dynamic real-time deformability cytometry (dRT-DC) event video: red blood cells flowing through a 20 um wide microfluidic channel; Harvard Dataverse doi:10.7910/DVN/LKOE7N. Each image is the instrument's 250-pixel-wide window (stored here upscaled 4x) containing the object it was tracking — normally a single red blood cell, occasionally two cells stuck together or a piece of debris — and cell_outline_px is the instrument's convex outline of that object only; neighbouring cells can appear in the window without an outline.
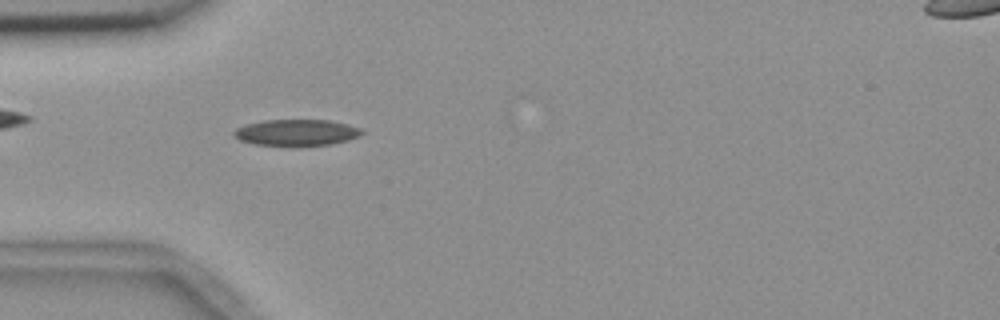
{"species": "common noctule bat (a hibernating species)", "species_latin": "Nyctalus noctula", "temperature_condition": "room temperature", "stored_images_in_passage": 47, "camera_frame_rate_fps": 3000, "um_per_image_px": 0.085, "animal": {"sex": "female", "body_mass_g": 18.4}, "frame": {"image": 1, "passage_image": 9, "time_ms": 2.667, "image_size_px": [1000, 320], "cell_outline_px": [[364, 132], [360, 136], [348, 140], [332, 144], [292, 148], [256, 144], [240, 140], [232, 136], [232, 132], [236, 128], [244, 124], [264, 120], [328, 120], [348, 124], [360, 128]], "centroid_in_image_um": [25.17, 11.29], "position_along_channel_um": 59.8, "area_um2": 20.35}}
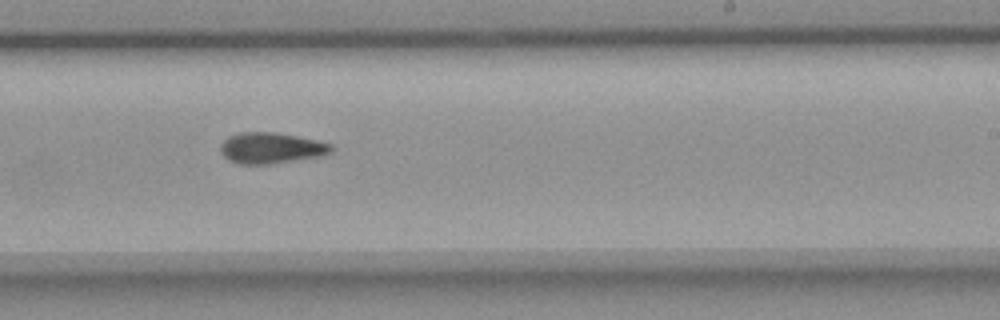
{"frame": {"image": 2, "passage_image": 26, "time_ms": 8.333, "image_size_px": [1000, 320], "cell_outline_px": [[332, 152], [320, 156], [268, 164], [240, 164], [228, 160], [220, 152], [220, 144], [228, 136], [240, 132], [276, 132], [316, 140], [332, 144]], "centroid_in_image_um": [23.01, 12.57], "position_along_channel_um": 266.0, "area_um2": 19.94}}
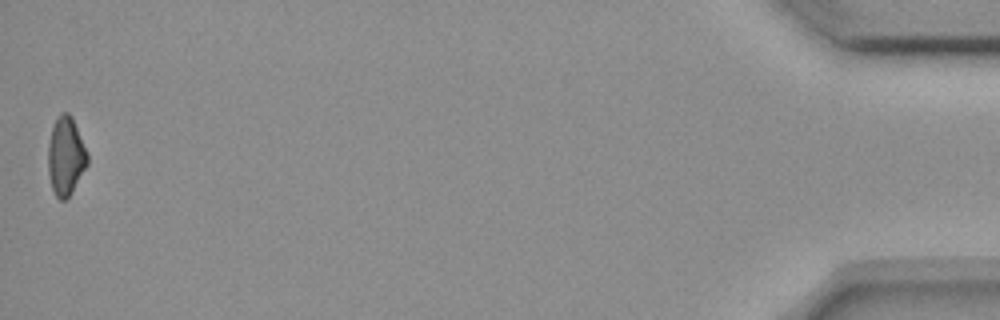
{"frame": {"image": 3, "passage_image": 47, "time_ms": 15.333, "image_size_px": [1000, 320], "cell_outline_px": [[88, 164], [72, 192], [64, 200], [60, 200], [56, 196], [52, 188], [48, 172], [48, 144], [52, 128], [56, 116], [60, 112], [68, 112], [72, 116], [88, 152]], "centroid_in_image_um": [5.6, 13.24], "position_along_channel_um": 429.6, "area_um2": 18.15}, "authors_computed_cell_mechanics": {"area_um2": 19.2474, "velocity_mm_per_s": 3.6997, "shape_relaxation_time_tau1_ms": 5.3909, "shape_relaxation_time_tau2_ms": null, "deformation_change_tau1": 0.1417, "deformation_change_tau2": null}}